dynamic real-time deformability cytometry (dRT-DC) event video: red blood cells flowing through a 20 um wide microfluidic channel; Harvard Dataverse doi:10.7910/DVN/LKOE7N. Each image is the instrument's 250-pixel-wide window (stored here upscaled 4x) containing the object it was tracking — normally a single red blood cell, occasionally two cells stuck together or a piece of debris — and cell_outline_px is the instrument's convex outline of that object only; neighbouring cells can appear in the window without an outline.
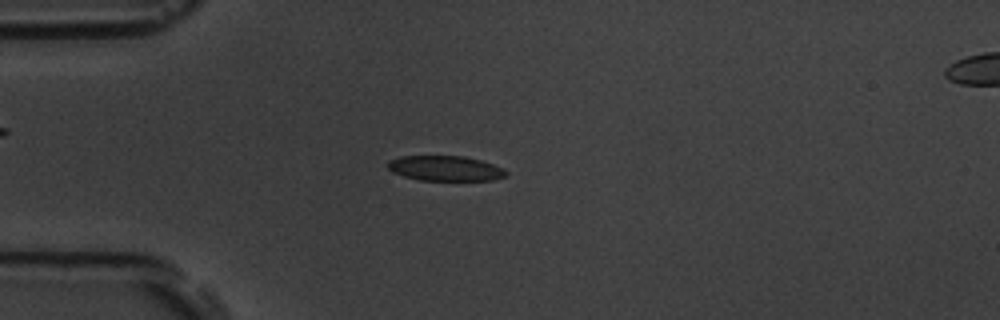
{"species": "common noctule bat (a hibernating species)", "species_latin": "Nyctalus noctula", "temperature_condition": "room temperature", "stored_images_in_passage": 54, "camera_frame_rate_fps": 3000, "um_per_image_px": 0.085, "animal": {"sex": "male", "body_mass_g": 19.5, "forearm_length_mm": 54.6}, "frame": {"image": 1, "passage_image": 14, "time_ms": 4.333, "image_size_px": [1000, 320], "cell_outline_px": [[508, 172], [504, 176], [492, 180], [420, 180], [404, 176], [392, 172], [388, 168], [388, 160], [400, 156], [464, 156], [480, 160], [504, 168]], "centroid_in_image_um": [37.83, 14.3], "position_along_channel_um": 47.2, "area_um2": 17.22}}
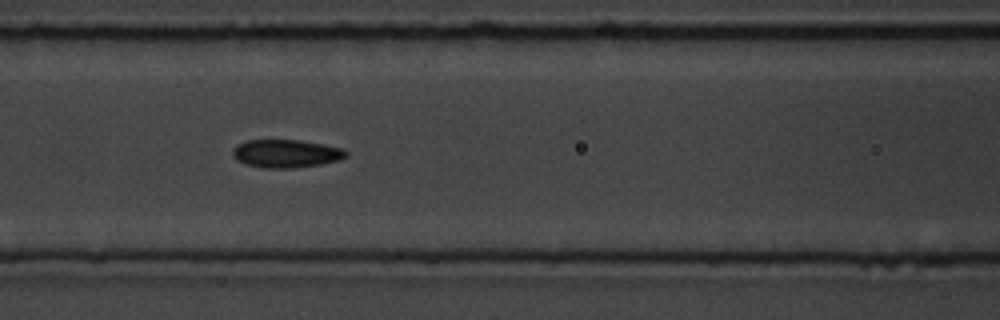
{"frame": {"image": 2, "passage_image": 23, "time_ms": 7.333, "image_size_px": [1000, 320], "cell_outline_px": [[348, 156], [340, 160], [320, 164], [288, 168], [268, 168], [244, 164], [236, 160], [232, 152], [240, 144], [248, 140], [300, 140], [324, 144], [344, 148], [348, 152]], "centroid_in_image_um": [24.38, 13.05], "position_along_channel_um": 142.2, "area_um2": 18.44}}
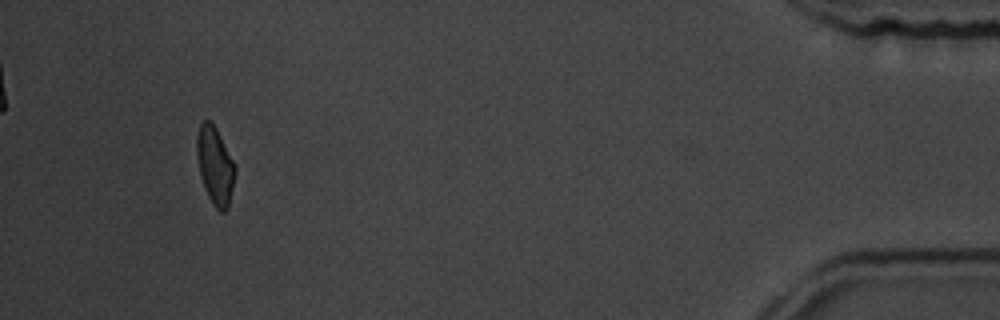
{"frame": {"image": 3, "passage_image": 51, "time_ms": 16.667, "image_size_px": [1000, 320], "cell_outline_px": [[236, 172], [228, 208], [224, 212], [220, 212], [212, 204], [204, 188], [200, 176], [196, 156], [196, 136], [200, 124], [204, 120], [208, 120], [216, 128], [236, 164]], "centroid_in_image_um": [18.28, 14.09], "position_along_channel_um": 416.9, "area_um2": 17.57}, "authors_computed_cell_mechanics": {"area_um2": 18.1492, "velocity_mm_per_s": 3.7046, "shape_relaxation_time_tau1_ms": 4.5474, "shape_relaxation_time_tau2_ms": 2.1996, "deformation_change_tau1": 0.0986, "deformation_change_tau2": 0.0651}}